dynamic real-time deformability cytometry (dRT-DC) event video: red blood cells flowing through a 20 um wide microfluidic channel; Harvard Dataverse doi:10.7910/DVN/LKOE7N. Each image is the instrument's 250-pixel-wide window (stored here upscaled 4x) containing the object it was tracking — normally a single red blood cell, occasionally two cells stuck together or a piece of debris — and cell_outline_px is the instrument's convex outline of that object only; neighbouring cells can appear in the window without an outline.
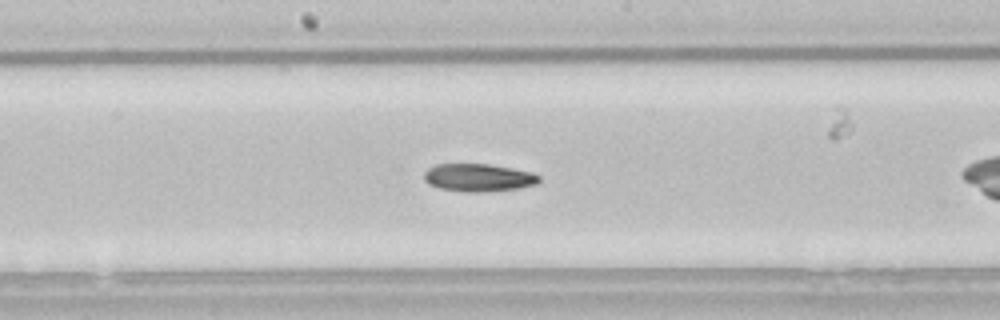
{"species": "common noctule bat (a hibernating species)", "species_latin": "Nyctalus noctula", "temperature_condition": "room temperature", "stored_images_in_passage": 34, "camera_frame_rate_fps": 3000, "um_per_image_px": 0.085, "animal": {"sex": "male", "body_mass_g": 21.5, "forearm_length_mm": 52.0}, "frame": {"image": 1, "passage_image": 20, "time_ms": 6.333, "image_size_px": [1000, 320], "cell_outline_px": [[540, 180], [536, 184], [516, 188], [488, 192], [464, 192], [440, 188], [428, 184], [424, 180], [424, 172], [428, 168], [436, 164], [488, 164], [532, 172], [540, 176]], "centroid_in_image_um": [40.64, 15.1], "position_along_channel_um": 207.6, "area_um2": 18.61}}